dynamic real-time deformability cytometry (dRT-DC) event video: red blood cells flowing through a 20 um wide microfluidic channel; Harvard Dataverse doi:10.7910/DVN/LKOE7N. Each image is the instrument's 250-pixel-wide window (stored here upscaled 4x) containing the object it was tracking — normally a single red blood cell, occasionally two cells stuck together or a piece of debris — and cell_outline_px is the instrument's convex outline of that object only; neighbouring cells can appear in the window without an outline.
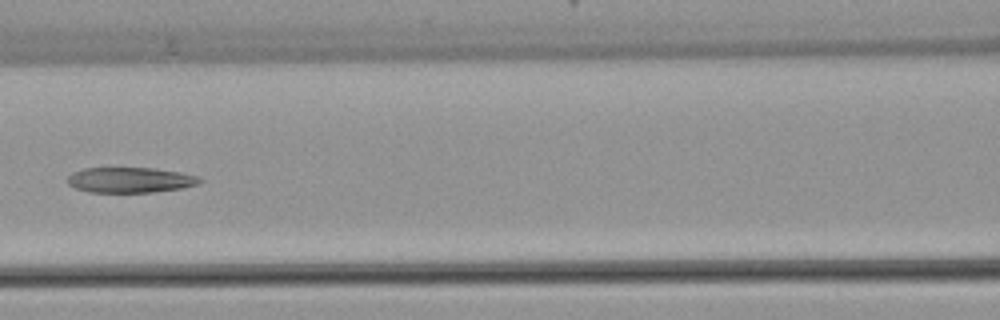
{"species": "common noctule bat (a hibernating species)", "species_latin": "Nyctalus noctula", "temperature_condition": "warm", "stored_images_in_passage": 7, "camera_frame_rate_fps": 3000, "um_per_image_px": 0.085, "animal": {"sex": "female", "body_mass_g": 22.7, "forearm_length_mm": 54.2}, "frame": {"image": 1, "passage_image": 7, "time_ms": 7.0, "image_size_px": [1000, 320], "cell_outline_px": [[204, 180], [200, 184], [180, 188], [152, 192], [88, 192], [76, 188], [68, 184], [68, 176], [72, 172], [84, 168], [156, 168], [180, 172], [200, 176]], "centroid_in_image_um": [11.1, 15.29], "position_along_channel_um": 155.5, "area_um2": 19.65}}